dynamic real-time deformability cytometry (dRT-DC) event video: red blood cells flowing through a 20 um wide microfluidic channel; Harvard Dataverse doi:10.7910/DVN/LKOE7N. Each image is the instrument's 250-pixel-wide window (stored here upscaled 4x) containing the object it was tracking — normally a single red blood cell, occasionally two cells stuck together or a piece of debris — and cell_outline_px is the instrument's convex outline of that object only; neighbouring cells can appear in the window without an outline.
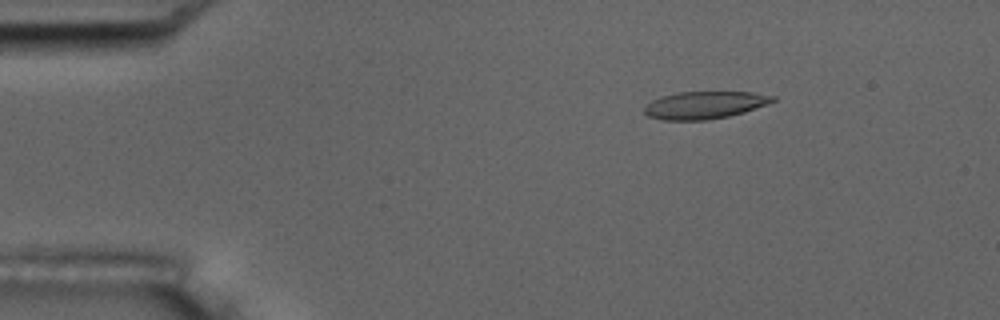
{"species": "common noctule bat (a hibernating species)", "species_latin": "Nyctalus noctula", "temperature_condition": "room temperature", "stored_images_in_passage": 54, "camera_frame_rate_fps": 3000, "um_per_image_px": 0.085, "animal": {"sex": "male", "body_mass_g": 17.5, "forearm_length_mm": 52.3}, "frame": {"image": 1, "passage_image": 8, "time_ms": 2.333, "image_size_px": [1000, 320], "cell_outline_px": [[776, 100], [744, 112], [728, 116], [708, 120], [664, 120], [648, 116], [644, 112], [644, 104], [660, 96], [676, 92], [752, 92], [776, 96]], "centroid_in_image_um": [59.85, 8.92], "position_along_channel_um": 25.2, "area_um2": 20.58}}
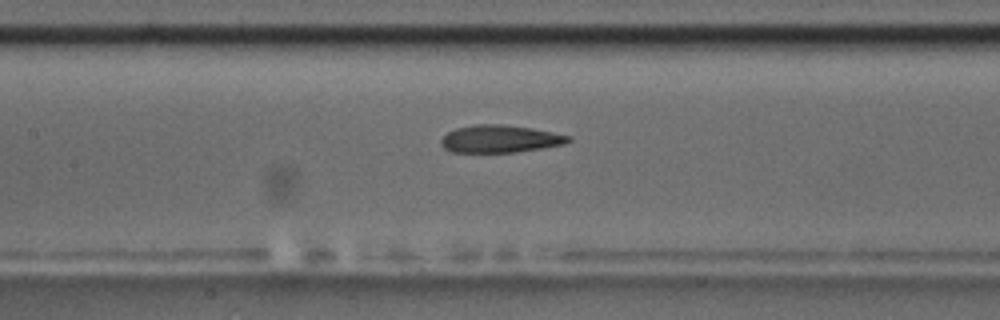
{"frame": {"image": 2, "passage_image": 25, "time_ms": 8.0, "image_size_px": [1000, 320], "cell_outline_px": [[572, 140], [564, 144], [544, 148], [516, 152], [452, 152], [444, 148], [440, 144], [440, 140], [448, 132], [456, 128], [476, 124], [500, 124], [532, 128], [572, 136]], "centroid_in_image_um": [42.52, 11.8], "position_along_channel_um": 164.9, "area_um2": 20.46}}
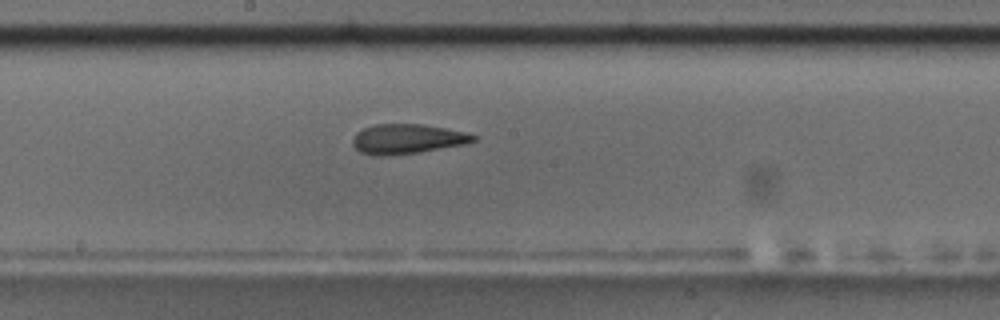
{"frame": {"image": 3, "passage_image": 29, "time_ms": 9.333, "image_size_px": [1000, 320], "cell_outline_px": [[476, 140], [468, 144], [416, 152], [384, 156], [376, 156], [360, 152], [352, 144], [352, 140], [356, 132], [364, 128], [376, 124], [420, 124], [444, 128], [464, 132], [476, 136]], "centroid_in_image_um": [34.59, 11.81], "position_along_channel_um": 213.6, "area_um2": 20.75}, "authors_computed_cell_mechanics": {"area_um2": 21.1837, "velocity_mm_per_s": 3.6701, "shape_relaxation_time_tau1_ms": null, "shape_relaxation_time_tau2_ms": 2.5203, "deformation_change_tau1": null, "deformation_change_tau2": 0.1142}}